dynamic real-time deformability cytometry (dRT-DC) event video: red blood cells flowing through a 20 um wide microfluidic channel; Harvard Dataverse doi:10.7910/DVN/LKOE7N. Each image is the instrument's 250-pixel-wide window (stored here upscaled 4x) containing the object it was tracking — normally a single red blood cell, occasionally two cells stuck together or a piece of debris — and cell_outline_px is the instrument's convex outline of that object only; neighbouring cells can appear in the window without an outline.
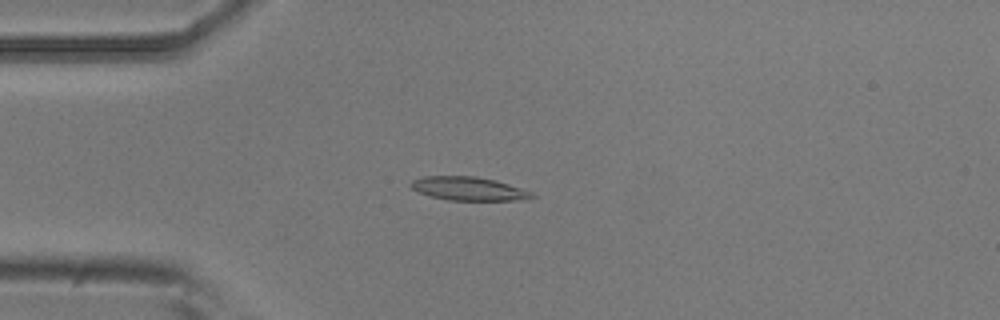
{"species": "common noctule bat (a hibernating species)", "species_latin": "Nyctalus noctula", "temperature_condition": "room temperature", "stored_images_in_passage": 14, "camera_frame_rate_fps": 3000, "um_per_image_px": 0.085, "animal": {"sex": "male", "body_mass_g": 20.5, "forearm_length_mm": 52.5}, "frame": {"image": 1, "passage_image": 3, "time_ms": 3.333, "image_size_px": [1000, 320], "cell_outline_px": [[536, 196], [528, 200], [448, 200], [428, 196], [412, 188], [408, 184], [412, 180], [424, 176], [476, 176], [496, 180], [532, 192]], "centroid_in_image_um": [39.83, 16.04], "position_along_channel_um": 45.2, "area_um2": 16.7}}
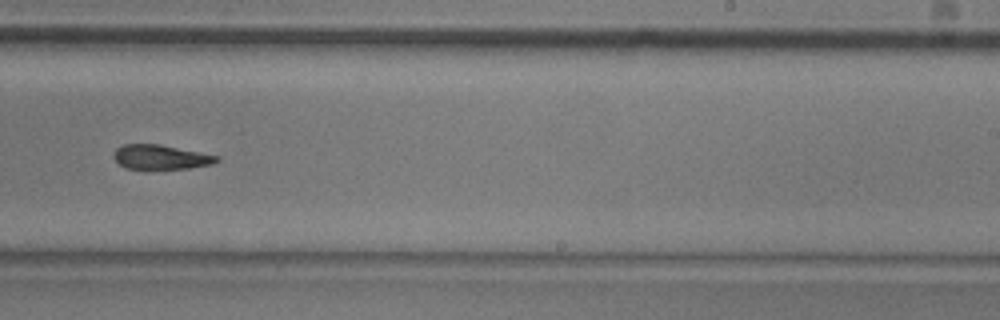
{"frame": {"image": 2, "passage_image": 9, "time_ms": 10.0, "image_size_px": [1000, 320], "cell_outline_px": [[220, 160], [212, 164], [188, 168], [144, 172], [124, 168], [112, 156], [112, 152], [116, 148], [124, 144], [160, 144], [220, 156]], "centroid_in_image_um": [13.61, 13.4], "position_along_channel_um": 275.4, "area_um2": 15.55}}
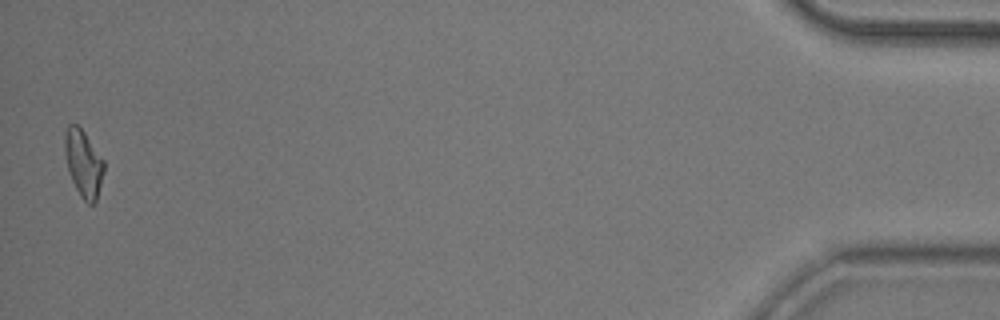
{"frame": {"image": 3, "passage_image": 14, "time_ms": 16.667, "image_size_px": [1000, 320], "cell_outline_px": [[104, 172], [96, 204], [88, 204], [80, 196], [72, 180], [68, 168], [64, 152], [64, 132], [68, 124], [76, 124], [84, 132], [104, 160]], "centroid_in_image_um": [7.09, 13.89], "position_along_channel_um": 428.1, "area_um2": 15.37}, "authors_computed_cell_mechanics": {"area_um2": 15.7794, "velocity_mm_per_s": 3.7022, "shape_relaxation_time_tau1_ms": 5.9559, "shape_relaxation_time_tau2_ms": 8.4937, "deformation_change_tau1": 0.2, "deformation_change_tau2": 0.1966}}